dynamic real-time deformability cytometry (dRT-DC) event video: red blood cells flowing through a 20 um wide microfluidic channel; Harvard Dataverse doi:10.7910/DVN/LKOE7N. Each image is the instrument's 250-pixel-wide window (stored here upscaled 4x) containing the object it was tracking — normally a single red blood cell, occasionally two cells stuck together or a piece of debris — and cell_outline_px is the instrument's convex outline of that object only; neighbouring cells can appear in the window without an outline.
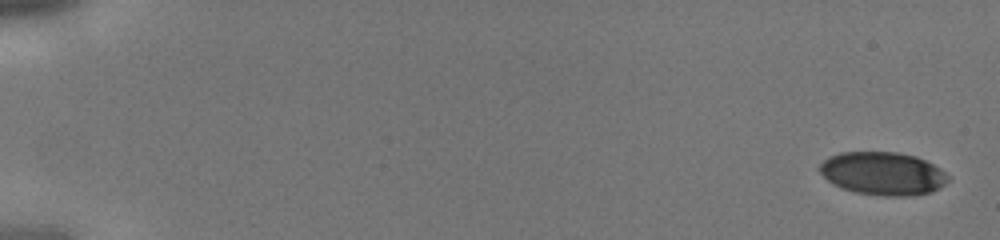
{"species": "human", "species_latin": "Homo sapiens", "temperature_condition": "cold", "stored_images_in_passage": 7, "camera_frame_rate_fps": 3000, "um_per_image_px": 0.085, "donor": {"sex": "male"}, "frame": {"image": 1, "passage_image": 1, "time_ms": 0.0, "image_size_px": [1000, 240], "cell_outline_px": [[948, 180], [944, 184], [932, 192], [908, 196], [884, 196], [856, 192], [840, 188], [832, 184], [816, 168], [828, 156], [840, 152], [900, 152], [916, 156], [940, 168], [948, 176]], "centroid_in_image_um": [75.01, 14.74], "position_along_channel_um": 10.0, "area_um2": 32.37}}
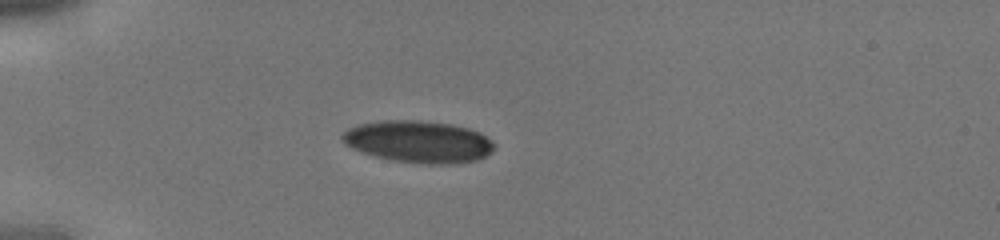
{"frame": {"image": 2, "passage_image": 6, "time_ms": 1.667, "image_size_px": [1000, 240], "cell_outline_px": [[496, 148], [492, 152], [476, 160], [452, 164], [428, 164], [388, 160], [352, 148], [344, 144], [340, 140], [340, 136], [348, 128], [360, 124], [384, 120], [416, 120], [448, 124], [468, 128], [480, 132], [492, 140], [496, 144]], "centroid_in_image_um": [35.58, 12.05], "position_along_channel_um": 49.4, "area_um2": 37.28}}